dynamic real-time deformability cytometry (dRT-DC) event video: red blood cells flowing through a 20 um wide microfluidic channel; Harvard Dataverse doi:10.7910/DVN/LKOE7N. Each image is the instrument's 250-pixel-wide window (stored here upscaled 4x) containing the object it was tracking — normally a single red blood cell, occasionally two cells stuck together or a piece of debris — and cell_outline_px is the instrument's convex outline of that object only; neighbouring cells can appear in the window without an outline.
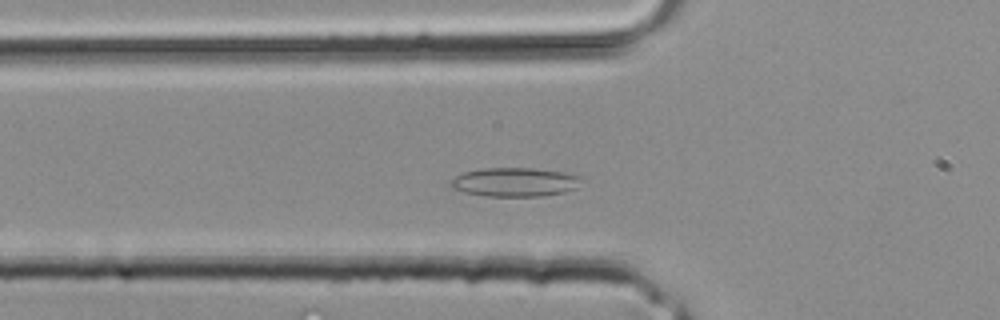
{"species": "common noctule bat (a hibernating species)", "species_latin": "Nyctalus noctula", "temperature_condition": "room temperature", "stored_images_in_passage": 30, "camera_frame_rate_fps": 3000, "um_per_image_px": 0.085, "animal": {"sex": "male", "body_mass_g": 20.4}, "frame": {"image": 1, "passage_image": 8, "time_ms": 2.333, "image_size_px": [1000, 320], "cell_outline_px": [[588, 180], [576, 188], [564, 192], [540, 196], [488, 196], [464, 192], [452, 188], [448, 184], [448, 180], [464, 172], [484, 168], [532, 168], [564, 172], [584, 176]], "centroid_in_image_um": [43.83, 15.47], "position_along_channel_um": 82.0, "area_um2": 22.43}}
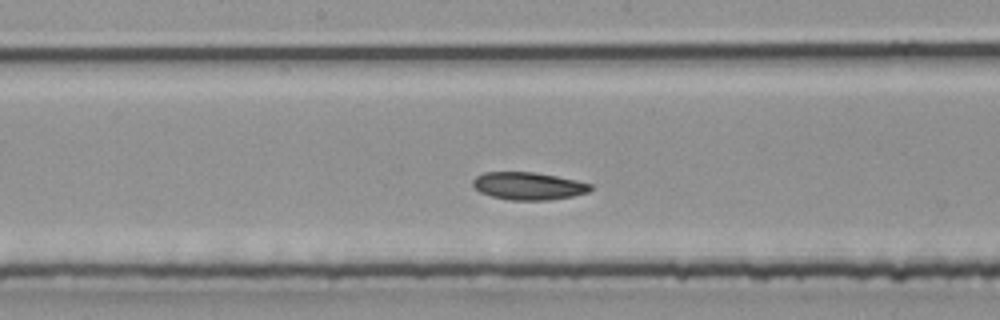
{"frame": {"image": 2, "passage_image": 14, "time_ms": 4.333, "image_size_px": [1000, 320], "cell_outline_px": [[592, 188], [588, 192], [572, 196], [548, 200], [512, 200], [492, 196], [480, 192], [472, 184], [472, 180], [476, 176], [484, 172], [536, 172], [576, 180], [592, 184]], "centroid_in_image_um": [44.91, 15.8], "position_along_channel_um": 203.3, "area_um2": 18.84}}
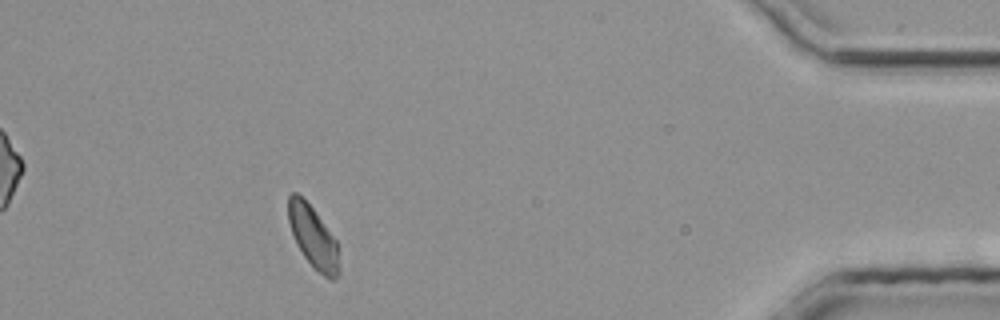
{"frame": {"image": 3, "passage_image": 27, "time_ms": 8.667, "image_size_px": [1000, 320], "cell_outline_px": [[340, 276], [336, 280], [328, 280], [312, 268], [296, 244], [288, 220], [288, 196], [292, 192], [296, 192], [312, 208], [336, 240], [340, 268]], "centroid_in_image_um": [26.63, 20.24], "position_along_channel_um": 408.6, "area_um2": 18.44}}